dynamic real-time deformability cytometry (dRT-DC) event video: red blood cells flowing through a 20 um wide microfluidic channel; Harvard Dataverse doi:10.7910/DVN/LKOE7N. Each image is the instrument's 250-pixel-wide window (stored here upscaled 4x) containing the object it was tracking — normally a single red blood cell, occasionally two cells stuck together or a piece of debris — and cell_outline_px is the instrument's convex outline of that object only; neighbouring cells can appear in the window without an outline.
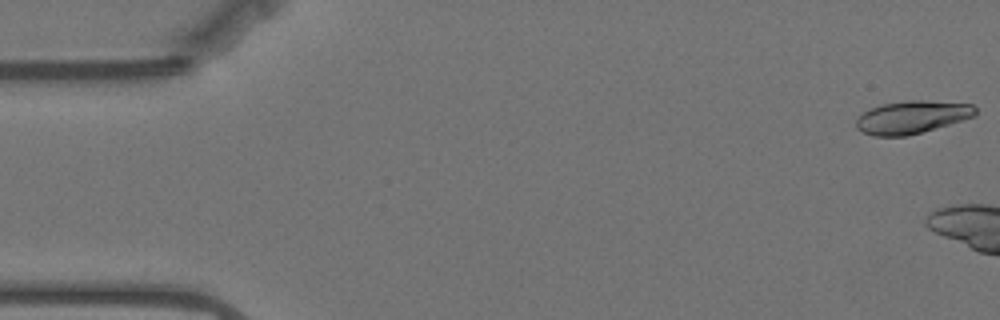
{"species": "Egyptian fruit bat (a non-hibernating species)", "species_latin": "Rousettus aegyptiacus", "temperature_condition": "warm", "stored_images_in_passage": 8, "camera_frame_rate_fps": 3000, "um_per_image_px": 0.085, "animal": {"sex": "female"}, "frame": {"image": 1, "passage_image": 1, "time_ms": 0.0, "image_size_px": [1000, 320], "cell_outline_px": [[976, 116], [920, 132], [904, 136], [872, 136], [856, 128], [856, 120], [864, 112], [880, 104], [908, 100], [924, 100], [972, 104], [976, 108]], "centroid_in_image_um": [77.51, 9.95], "position_along_channel_um": 7.5, "area_um2": 22.54}}